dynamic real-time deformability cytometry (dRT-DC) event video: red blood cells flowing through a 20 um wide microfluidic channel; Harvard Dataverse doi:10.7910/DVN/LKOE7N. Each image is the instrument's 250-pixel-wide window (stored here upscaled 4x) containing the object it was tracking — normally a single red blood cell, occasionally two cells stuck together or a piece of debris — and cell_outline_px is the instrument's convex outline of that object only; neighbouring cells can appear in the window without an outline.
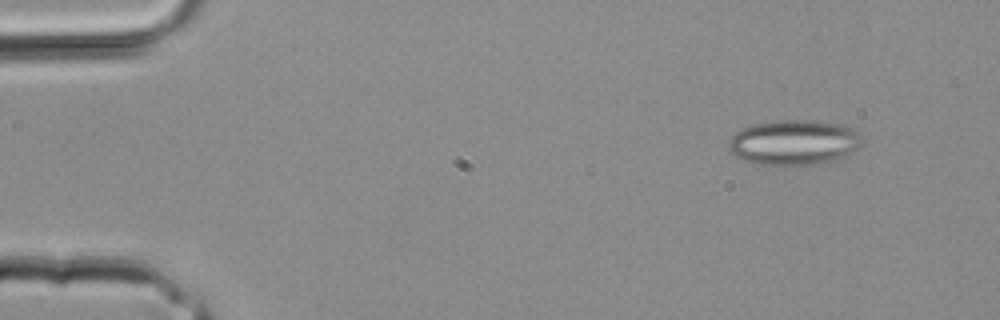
{"species": "common noctule bat (a hibernating species)", "species_latin": "Nyctalus noctula", "temperature_condition": "room temperature", "stored_images_in_passage": 2, "camera_frame_rate_fps": 3000, "um_per_image_px": 0.085, "animal": {"sex": "male", "body_mass_g": 20.4}, "frame": {"image": 1, "passage_image": 1, "time_ms": 0.0, "image_size_px": [1000, 320], "cell_outline_px": [[864, 140], [856, 148], [836, 160], [820, 164], [788, 168], [784, 168], [760, 164], [744, 160], [736, 156], [728, 148], [728, 140], [736, 132], [744, 128], [756, 124], [780, 120], [820, 120], [844, 124], [856, 128], [860, 132]], "centroid_in_image_um": [67.54, 12.13], "position_along_channel_um": 17.5, "area_um2": 36.07}}